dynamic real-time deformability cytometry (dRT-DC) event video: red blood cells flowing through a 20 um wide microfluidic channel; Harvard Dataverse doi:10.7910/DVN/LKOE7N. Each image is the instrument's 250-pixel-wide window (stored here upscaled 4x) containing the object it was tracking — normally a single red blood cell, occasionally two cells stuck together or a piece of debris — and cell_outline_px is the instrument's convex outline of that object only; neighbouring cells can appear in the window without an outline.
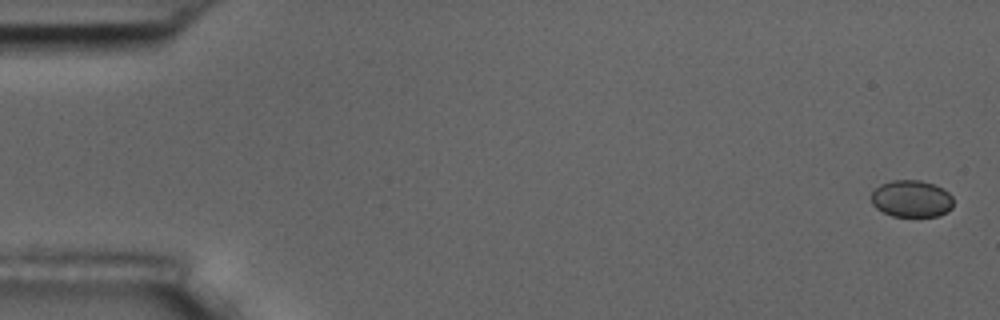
{"species": "common noctule bat (a hibernating species)", "species_latin": "Nyctalus noctula", "temperature_condition": "room temperature", "stored_images_in_passage": 10, "camera_frame_rate_fps": 3000, "um_per_image_px": 0.085, "animal": {"sex": "male", "body_mass_g": 17.5, "forearm_length_mm": 52.3}, "frame": {"image": 1, "passage_image": 1, "time_ms": 0.0, "image_size_px": [1000, 320], "cell_outline_px": [[952, 208], [948, 212], [936, 216], [892, 216], [876, 208], [872, 204], [872, 192], [880, 184], [892, 180], [920, 180], [944, 188], [952, 196]], "centroid_in_image_um": [77.49, 16.89], "position_along_channel_um": 7.5, "area_um2": 17.69}}
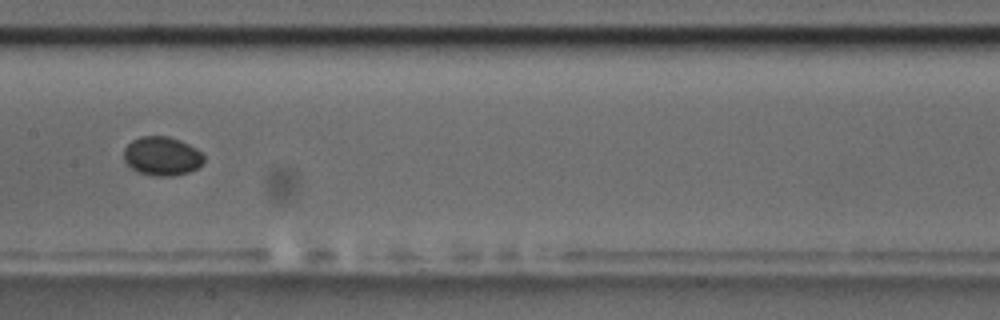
{"frame": {"image": 2, "passage_image": 8, "time_ms": 9.0, "image_size_px": [1000, 320], "cell_outline_px": [[204, 164], [188, 172], [176, 176], [152, 176], [136, 172], [124, 160], [124, 148], [132, 140], [140, 136], [168, 136], [180, 140], [196, 148], [204, 156]], "centroid_in_image_um": [13.77, 13.28], "position_along_channel_um": 193.6, "area_um2": 18.32}}
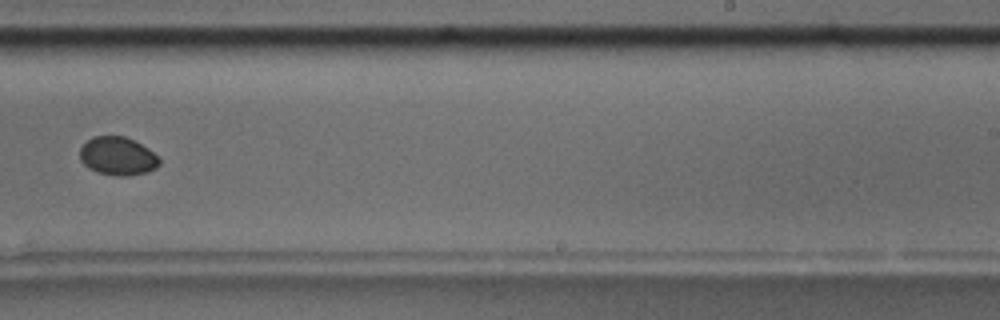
{"frame": {"image": 3, "passage_image": 10, "time_ms": 11.333, "image_size_px": [1000, 320], "cell_outline_px": [[160, 164], [156, 168], [148, 172], [128, 176], [116, 176], [96, 172], [88, 168], [80, 160], [80, 148], [92, 136], [124, 136], [148, 148], [160, 156]], "centroid_in_image_um": [10.02, 13.28], "position_along_channel_um": 279.0, "area_um2": 17.92}}